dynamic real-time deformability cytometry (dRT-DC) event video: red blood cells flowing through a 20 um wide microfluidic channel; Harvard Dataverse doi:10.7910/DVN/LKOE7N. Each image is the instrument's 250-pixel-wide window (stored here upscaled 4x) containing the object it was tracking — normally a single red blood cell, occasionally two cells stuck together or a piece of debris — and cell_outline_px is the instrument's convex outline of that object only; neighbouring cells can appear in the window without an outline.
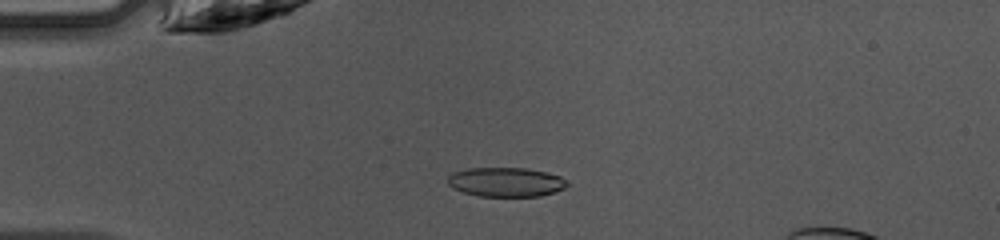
{"species": "common noctule bat (a hibernating species)", "species_latin": "Nyctalus noctula", "temperature_condition": "warm", "stored_images_in_passage": 45, "camera_frame_rate_fps": 3000, "um_per_image_px": 0.085, "animal": {"sex": "female", "body_mass_g": 10.0, "forearm_length_mm": 53.1}, "frame": {"image": 1, "passage_image": 12, "time_ms": 3.667, "image_size_px": [1000, 240], "cell_outline_px": [[568, 184], [564, 188], [540, 196], [480, 196], [464, 192], [448, 184], [448, 176], [452, 172], [468, 168], [524, 168], [544, 172], [560, 176], [568, 180]], "centroid_in_image_um": [43.0, 15.47], "position_along_channel_um": 42.0, "area_um2": 20.17}}
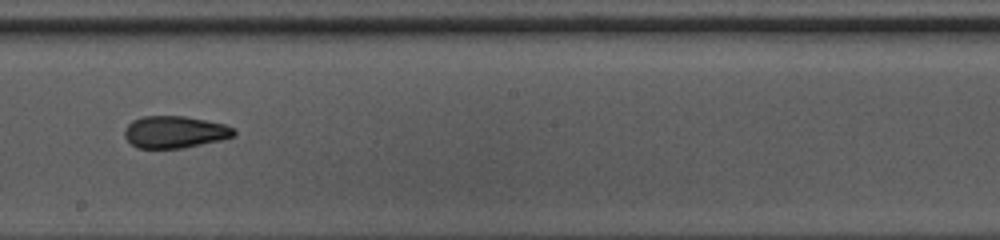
{"frame": {"image": 2, "passage_image": 27, "time_ms": 8.667, "image_size_px": [1000, 240], "cell_outline_px": [[236, 136], [220, 140], [184, 148], [136, 148], [124, 136], [124, 128], [132, 120], [140, 116], [184, 116], [224, 124], [232, 128], [236, 132]], "centroid_in_image_um": [14.83, 11.22], "position_along_channel_um": 233.4, "area_um2": 20.46}}
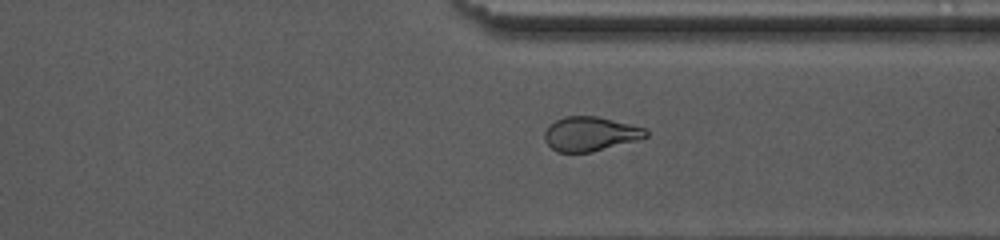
{"frame": {"image": 3, "passage_image": 36, "time_ms": 11.667, "image_size_px": [1000, 240], "cell_outline_px": [[648, 136], [636, 140], [592, 152], [556, 152], [544, 140], [544, 132], [556, 120], [564, 116], [596, 116], [644, 128], [648, 132]], "centroid_in_image_um": [50.14, 11.39], "position_along_channel_um": 361.3, "area_um2": 19.94}, "authors_computed_cell_mechanics": {"area_um2": 20.7502, "velocity_mm_per_s": 4.275, "shape_relaxation_time_tau1_ms": 7.5817, "shape_relaxation_time_tau2_ms": 1.6184, "deformation_change_tau1": 0.2042, "deformation_change_tau2": 0.0836}}